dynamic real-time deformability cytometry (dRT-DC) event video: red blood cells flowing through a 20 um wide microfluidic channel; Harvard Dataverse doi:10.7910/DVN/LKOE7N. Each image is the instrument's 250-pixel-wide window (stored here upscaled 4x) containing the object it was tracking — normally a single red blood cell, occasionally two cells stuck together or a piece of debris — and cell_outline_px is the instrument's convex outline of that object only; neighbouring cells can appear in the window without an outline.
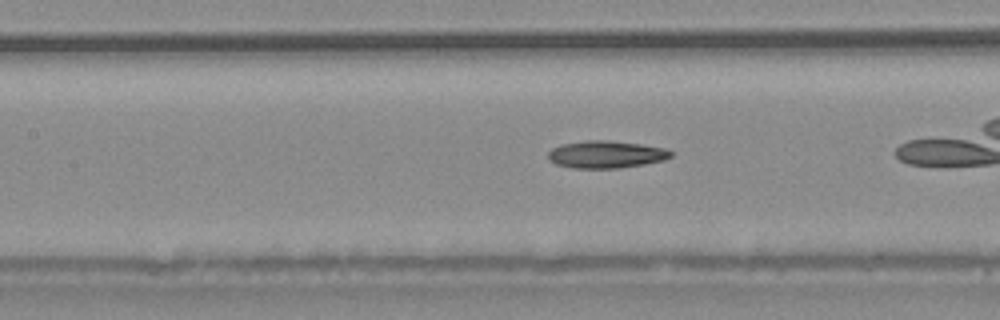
{"species": "common noctule bat (a hibernating species)", "species_latin": "Nyctalus noctula", "temperature_condition": "warm", "stored_images_in_passage": 21, "camera_frame_rate_fps": 3000, "um_per_image_px": 0.085, "animal": {"sex": "male", "body_mass_g": 20.4}, "frame": {"image": 1, "passage_image": 7, "time_ms": 2.0, "image_size_px": [1000, 320], "cell_outline_px": [[672, 156], [664, 160], [644, 164], [620, 168], [572, 168], [556, 164], [548, 160], [548, 152], [552, 148], [560, 144], [584, 140], [608, 140], [640, 144], [668, 148], [672, 152]], "centroid_in_image_um": [51.5, 13.12], "position_along_channel_um": 155.9, "area_um2": 19.77}}
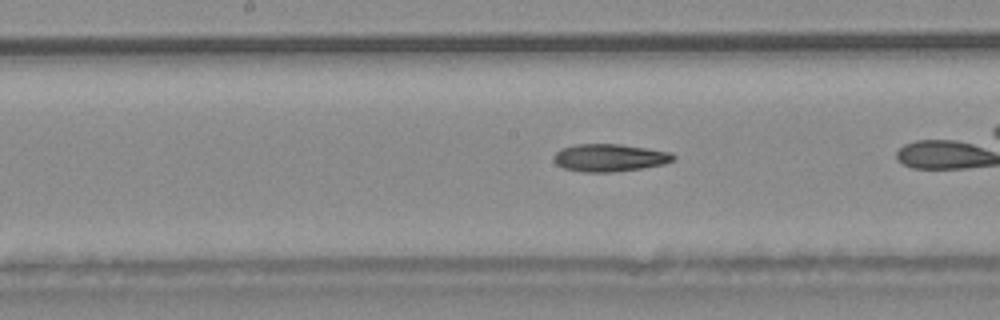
{"frame": {"image": 2, "passage_image": 10, "time_ms": 3.0, "image_size_px": [1000, 320], "cell_outline_px": [[676, 160], [664, 164], [640, 168], [612, 172], [584, 172], [564, 168], [556, 164], [552, 160], [552, 156], [560, 148], [576, 144], [620, 144], [672, 152], [676, 156]], "centroid_in_image_um": [51.8, 13.4], "position_along_channel_um": 196.4, "area_um2": 19.36}}